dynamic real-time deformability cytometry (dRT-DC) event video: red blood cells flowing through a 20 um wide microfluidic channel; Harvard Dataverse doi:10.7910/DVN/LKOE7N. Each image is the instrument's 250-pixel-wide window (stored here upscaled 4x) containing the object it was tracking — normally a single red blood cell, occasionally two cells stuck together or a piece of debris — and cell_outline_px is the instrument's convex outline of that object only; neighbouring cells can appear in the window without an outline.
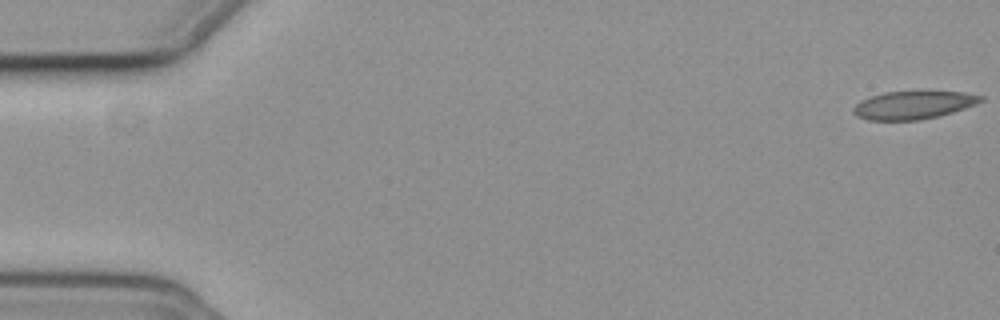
{"species": "common noctule bat (a hibernating species)", "species_latin": "Nyctalus noctula", "temperature_condition": "cold", "stored_images_in_passage": 49, "camera_frame_rate_fps": 3000, "um_per_image_px": 0.085, "animal": {"sex": "female", "body_mass_g": 19.3, "forearm_length_mm": 54.1}, "frame": {"image": 1, "passage_image": 1, "time_ms": 0.0, "image_size_px": [1000, 320], "cell_outline_px": [[984, 100], [976, 104], [952, 112], [936, 116], [916, 120], [868, 120], [856, 116], [852, 112], [852, 108], [856, 104], [872, 96], [884, 92], [964, 92], [984, 96]], "centroid_in_image_um": [77.63, 8.93], "position_along_channel_um": 7.4, "area_um2": 20.46}}
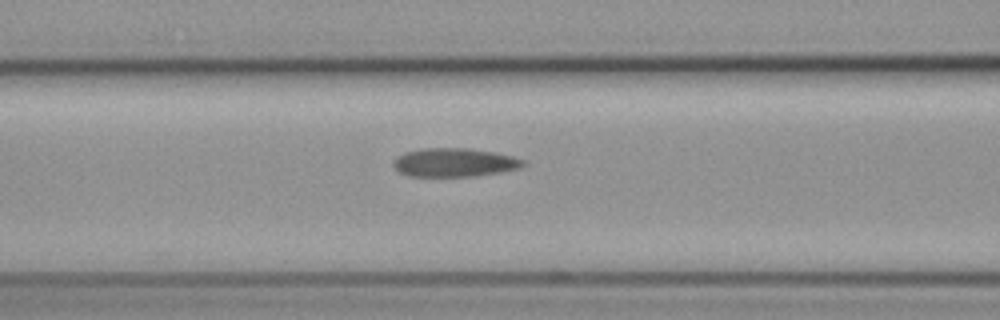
{"frame": {"image": 2, "passage_image": 23, "time_ms": 7.333, "image_size_px": [1000, 320], "cell_outline_px": [[528, 164], [520, 168], [500, 172], [472, 176], [408, 176], [400, 172], [392, 164], [404, 152], [424, 148], [468, 148], [492, 152], [512, 156], [524, 160]], "centroid_in_image_um": [38.66, 13.81], "position_along_channel_um": 127.9, "area_um2": 21.44}}
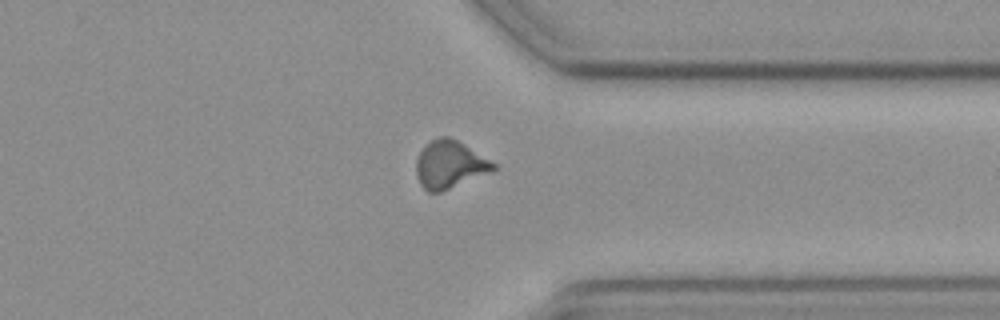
{"frame": {"image": 3, "passage_image": 43, "time_ms": 14.0, "image_size_px": [1000, 320], "cell_outline_px": [[500, 168], [492, 172], [440, 192], [428, 192], [420, 184], [416, 172], [416, 160], [420, 152], [432, 140], [440, 136], [448, 136], [464, 144], [496, 164]], "centroid_in_image_um": [38.25, 14.0], "position_along_channel_um": 373.2, "area_um2": 21.27}, "authors_computed_cell_mechanics": {"area_um2": 21.5016, "velocity_mm_per_s": 3.7288, "shape_relaxation_time_tau1_ms": 8.095, "shape_relaxation_time_tau2_ms": 9.406, "deformation_change_tau1": 0.1238, "deformation_change_tau2": 0.1641}}